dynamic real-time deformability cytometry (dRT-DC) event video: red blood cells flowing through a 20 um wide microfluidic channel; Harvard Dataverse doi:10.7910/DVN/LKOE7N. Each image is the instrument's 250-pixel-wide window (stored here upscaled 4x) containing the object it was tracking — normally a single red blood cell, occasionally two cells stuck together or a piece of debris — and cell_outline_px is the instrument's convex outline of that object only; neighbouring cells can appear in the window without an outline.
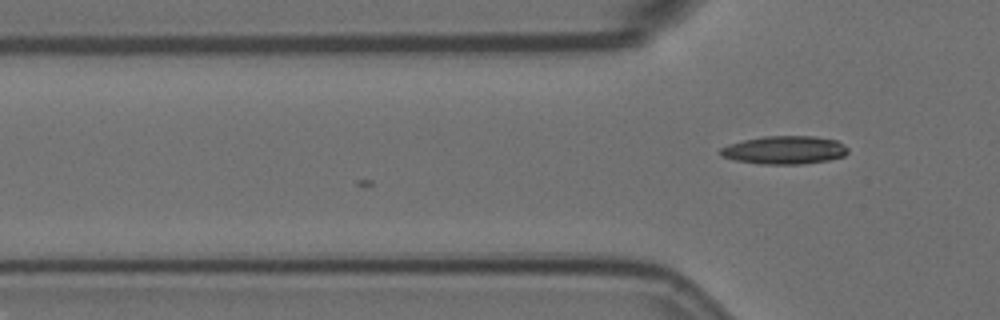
{"species": "Egyptian fruit bat (a non-hibernating species)", "species_latin": "Rousettus aegyptiacus", "temperature_condition": "room temperature", "stored_images_in_passage": 6, "camera_frame_rate_fps": 3000, "um_per_image_px": 0.085, "animal": {"sex": "female"}, "frame": {"image": 1, "passage_image": 6, "time_ms": 1.667, "image_size_px": [1000, 320], "cell_outline_px": [[848, 152], [844, 156], [828, 160], [800, 164], [760, 164], [736, 160], [720, 156], [716, 152], [720, 148], [728, 144], [744, 140], [764, 136], [812, 136], [836, 140], [844, 144], [848, 148]], "centroid_in_image_um": [66.65, 12.75], "position_along_channel_um": 59.1, "area_um2": 21.04}}